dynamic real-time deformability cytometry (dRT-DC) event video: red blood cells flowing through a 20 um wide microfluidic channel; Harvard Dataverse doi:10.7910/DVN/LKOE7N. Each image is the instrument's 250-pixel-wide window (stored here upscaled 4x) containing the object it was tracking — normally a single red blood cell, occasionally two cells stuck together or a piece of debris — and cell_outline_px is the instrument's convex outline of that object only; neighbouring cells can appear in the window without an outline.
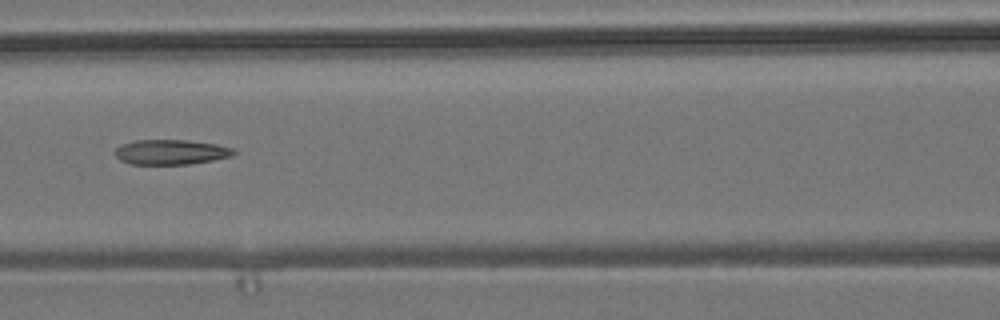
{"species": "common noctule bat (a hibernating species)", "species_latin": "Nyctalus noctula", "temperature_condition": "room temperature", "stored_images_in_passage": 4, "camera_frame_rate_fps": 3000, "um_per_image_px": 0.085, "animal": {"sex": "male", "body_mass_g": 19.2, "forearm_length_mm": 51.8}, "frame": {"image": 1, "passage_image": 4, "time_ms": 1.0, "image_size_px": [1000, 320], "cell_outline_px": [[236, 152], [232, 156], [212, 160], [188, 164], [132, 164], [120, 160], [116, 156], [116, 148], [120, 144], [136, 140], [188, 140], [216, 144], [232, 148]], "centroid_in_image_um": [14.52, 12.92], "position_along_channel_um": 152.1, "area_um2": 17.17}}